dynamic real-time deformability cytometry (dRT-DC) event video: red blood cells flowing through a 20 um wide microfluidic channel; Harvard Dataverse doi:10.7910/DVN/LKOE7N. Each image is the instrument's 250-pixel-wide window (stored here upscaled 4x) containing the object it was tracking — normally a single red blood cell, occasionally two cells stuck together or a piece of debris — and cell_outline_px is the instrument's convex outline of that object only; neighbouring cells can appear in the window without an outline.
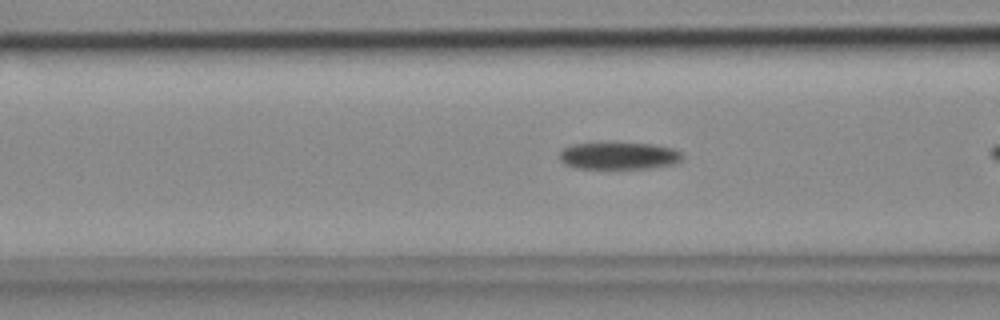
{"species": "common noctule bat (a hibernating species)", "species_latin": "Nyctalus noctula", "temperature_condition": "cold", "stored_images_in_passage": 37, "camera_frame_rate_fps": 3000, "um_per_image_px": 0.085, "animal": {"sex": "female", "body_mass_g": 18.4}, "frame": {"image": 1, "passage_image": 16, "time_ms": 5.0, "image_size_px": [1000, 320], "cell_outline_px": [[684, 156], [676, 164], [648, 168], [576, 168], [564, 164], [560, 160], [560, 152], [564, 148], [572, 144], [652, 144], [672, 148], [680, 152]], "centroid_in_image_um": [52.61, 13.26], "position_along_channel_um": 114.0, "area_um2": 19.07}}
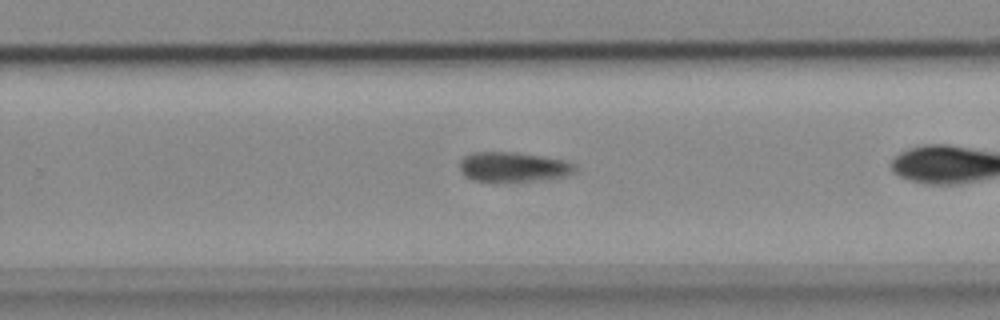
{"frame": {"image": 2, "passage_image": 30, "time_ms": 9.667, "image_size_px": [1000, 320], "cell_outline_px": [[576, 172], [572, 176], [496, 184], [488, 184], [472, 180], [464, 176], [460, 172], [460, 160], [464, 156], [472, 152], [516, 152], [544, 156], [568, 160], [576, 164]], "centroid_in_image_um": [43.63, 14.22], "position_along_channel_um": 286.2, "area_um2": 21.15}}
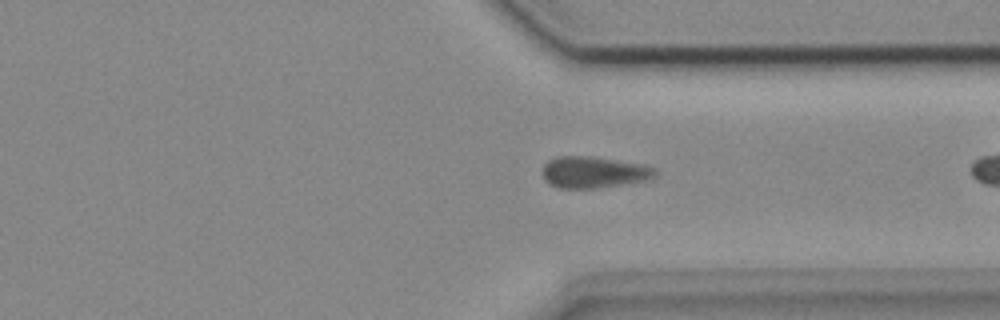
{"frame": {"image": 3, "passage_image": 36, "time_ms": 11.667, "image_size_px": [1000, 320], "cell_outline_px": [[656, 172], [652, 176], [644, 180], [596, 188], [560, 188], [548, 184], [544, 180], [544, 164], [548, 160], [556, 156], [592, 156], [644, 164], [656, 168]], "centroid_in_image_um": [50.42, 14.62], "position_along_channel_um": 361.0, "area_um2": 20.52}}